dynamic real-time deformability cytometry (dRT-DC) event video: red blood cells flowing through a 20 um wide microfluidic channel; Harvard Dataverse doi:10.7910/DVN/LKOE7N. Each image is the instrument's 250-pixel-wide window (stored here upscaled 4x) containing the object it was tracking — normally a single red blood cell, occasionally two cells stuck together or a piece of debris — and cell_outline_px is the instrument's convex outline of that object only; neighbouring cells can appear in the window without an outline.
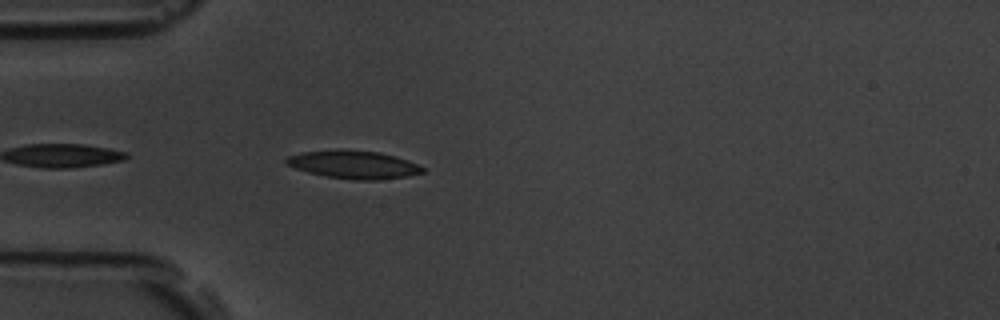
{"species": "common noctule bat (a hibernating species)", "species_latin": "Nyctalus noctula", "temperature_condition": "room temperature", "stored_images_in_passage": 7, "camera_frame_rate_fps": 3000, "um_per_image_px": 0.085, "animal": {"sex": "male", "body_mass_g": 19.5, "forearm_length_mm": 54.6}, "frame": {"image": 1, "passage_image": 3, "time_ms": 0.667, "image_size_px": [1000, 320], "cell_outline_px": [[424, 172], [408, 176], [376, 180], [356, 180], [328, 176], [308, 172], [284, 164], [284, 160], [288, 156], [300, 152], [336, 148], [344, 148], [380, 152], [408, 160], [424, 168]], "centroid_in_image_um": [30.02, 13.96], "position_along_channel_um": 55.0, "area_um2": 22.54}}